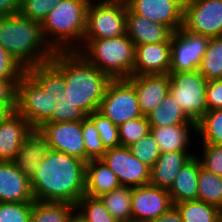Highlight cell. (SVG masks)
<instances>
[{
    "mask_svg": "<svg viewBox=\"0 0 222 222\" xmlns=\"http://www.w3.org/2000/svg\"><path fill=\"white\" fill-rule=\"evenodd\" d=\"M85 165L79 158L51 150L30 179L35 201L76 205L85 191Z\"/></svg>",
    "mask_w": 222,
    "mask_h": 222,
    "instance_id": "cell-1",
    "label": "cell"
},
{
    "mask_svg": "<svg viewBox=\"0 0 222 222\" xmlns=\"http://www.w3.org/2000/svg\"><path fill=\"white\" fill-rule=\"evenodd\" d=\"M50 62L64 75V96L87 116L99 109L109 82L112 80L78 51H57Z\"/></svg>",
    "mask_w": 222,
    "mask_h": 222,
    "instance_id": "cell-2",
    "label": "cell"
},
{
    "mask_svg": "<svg viewBox=\"0 0 222 222\" xmlns=\"http://www.w3.org/2000/svg\"><path fill=\"white\" fill-rule=\"evenodd\" d=\"M0 45L25 70L49 62L54 55L41 23L19 13L0 18Z\"/></svg>",
    "mask_w": 222,
    "mask_h": 222,
    "instance_id": "cell-3",
    "label": "cell"
},
{
    "mask_svg": "<svg viewBox=\"0 0 222 222\" xmlns=\"http://www.w3.org/2000/svg\"><path fill=\"white\" fill-rule=\"evenodd\" d=\"M91 0H62L41 23L45 41L54 51H78L86 30Z\"/></svg>",
    "mask_w": 222,
    "mask_h": 222,
    "instance_id": "cell-4",
    "label": "cell"
},
{
    "mask_svg": "<svg viewBox=\"0 0 222 222\" xmlns=\"http://www.w3.org/2000/svg\"><path fill=\"white\" fill-rule=\"evenodd\" d=\"M78 52L111 79H127L133 74L135 45L127 34L116 38L83 39Z\"/></svg>",
    "mask_w": 222,
    "mask_h": 222,
    "instance_id": "cell-5",
    "label": "cell"
},
{
    "mask_svg": "<svg viewBox=\"0 0 222 222\" xmlns=\"http://www.w3.org/2000/svg\"><path fill=\"white\" fill-rule=\"evenodd\" d=\"M125 0H91L84 39L116 38L126 34Z\"/></svg>",
    "mask_w": 222,
    "mask_h": 222,
    "instance_id": "cell-6",
    "label": "cell"
},
{
    "mask_svg": "<svg viewBox=\"0 0 222 222\" xmlns=\"http://www.w3.org/2000/svg\"><path fill=\"white\" fill-rule=\"evenodd\" d=\"M61 98L47 94L25 72L17 82L15 111L22 115L33 129H38L52 116L56 102Z\"/></svg>",
    "mask_w": 222,
    "mask_h": 222,
    "instance_id": "cell-7",
    "label": "cell"
},
{
    "mask_svg": "<svg viewBox=\"0 0 222 222\" xmlns=\"http://www.w3.org/2000/svg\"><path fill=\"white\" fill-rule=\"evenodd\" d=\"M169 93L195 123L207 112L208 80L197 70L169 73Z\"/></svg>",
    "mask_w": 222,
    "mask_h": 222,
    "instance_id": "cell-8",
    "label": "cell"
},
{
    "mask_svg": "<svg viewBox=\"0 0 222 222\" xmlns=\"http://www.w3.org/2000/svg\"><path fill=\"white\" fill-rule=\"evenodd\" d=\"M98 111L118 127L143 116L134 86L127 79L109 82Z\"/></svg>",
    "mask_w": 222,
    "mask_h": 222,
    "instance_id": "cell-9",
    "label": "cell"
},
{
    "mask_svg": "<svg viewBox=\"0 0 222 222\" xmlns=\"http://www.w3.org/2000/svg\"><path fill=\"white\" fill-rule=\"evenodd\" d=\"M209 41L210 37L192 33L183 26L172 32L169 73L197 71Z\"/></svg>",
    "mask_w": 222,
    "mask_h": 222,
    "instance_id": "cell-10",
    "label": "cell"
},
{
    "mask_svg": "<svg viewBox=\"0 0 222 222\" xmlns=\"http://www.w3.org/2000/svg\"><path fill=\"white\" fill-rule=\"evenodd\" d=\"M183 27L210 38L222 36V0H189L184 5Z\"/></svg>",
    "mask_w": 222,
    "mask_h": 222,
    "instance_id": "cell-11",
    "label": "cell"
},
{
    "mask_svg": "<svg viewBox=\"0 0 222 222\" xmlns=\"http://www.w3.org/2000/svg\"><path fill=\"white\" fill-rule=\"evenodd\" d=\"M100 159L116 174L121 186L138 187L150 183V168L134 157L128 147L107 149Z\"/></svg>",
    "mask_w": 222,
    "mask_h": 222,
    "instance_id": "cell-12",
    "label": "cell"
},
{
    "mask_svg": "<svg viewBox=\"0 0 222 222\" xmlns=\"http://www.w3.org/2000/svg\"><path fill=\"white\" fill-rule=\"evenodd\" d=\"M39 131L47 138L51 150L62 152L86 162L82 136L83 121L45 122Z\"/></svg>",
    "mask_w": 222,
    "mask_h": 222,
    "instance_id": "cell-13",
    "label": "cell"
},
{
    "mask_svg": "<svg viewBox=\"0 0 222 222\" xmlns=\"http://www.w3.org/2000/svg\"><path fill=\"white\" fill-rule=\"evenodd\" d=\"M172 206L169 191L152 184L132 187V222H149Z\"/></svg>",
    "mask_w": 222,
    "mask_h": 222,
    "instance_id": "cell-14",
    "label": "cell"
},
{
    "mask_svg": "<svg viewBox=\"0 0 222 222\" xmlns=\"http://www.w3.org/2000/svg\"><path fill=\"white\" fill-rule=\"evenodd\" d=\"M127 7L153 23L166 25L172 32L183 26L184 4L180 0H125Z\"/></svg>",
    "mask_w": 222,
    "mask_h": 222,
    "instance_id": "cell-15",
    "label": "cell"
},
{
    "mask_svg": "<svg viewBox=\"0 0 222 222\" xmlns=\"http://www.w3.org/2000/svg\"><path fill=\"white\" fill-rule=\"evenodd\" d=\"M170 60V38L166 42L137 45L132 76L169 74Z\"/></svg>",
    "mask_w": 222,
    "mask_h": 222,
    "instance_id": "cell-16",
    "label": "cell"
},
{
    "mask_svg": "<svg viewBox=\"0 0 222 222\" xmlns=\"http://www.w3.org/2000/svg\"><path fill=\"white\" fill-rule=\"evenodd\" d=\"M127 80L134 86L143 116H148L169 93V74L130 76Z\"/></svg>",
    "mask_w": 222,
    "mask_h": 222,
    "instance_id": "cell-17",
    "label": "cell"
},
{
    "mask_svg": "<svg viewBox=\"0 0 222 222\" xmlns=\"http://www.w3.org/2000/svg\"><path fill=\"white\" fill-rule=\"evenodd\" d=\"M31 180L14 161H0V202H34Z\"/></svg>",
    "mask_w": 222,
    "mask_h": 222,
    "instance_id": "cell-18",
    "label": "cell"
},
{
    "mask_svg": "<svg viewBox=\"0 0 222 222\" xmlns=\"http://www.w3.org/2000/svg\"><path fill=\"white\" fill-rule=\"evenodd\" d=\"M33 128L16 111L0 122V161H14L24 143V138Z\"/></svg>",
    "mask_w": 222,
    "mask_h": 222,
    "instance_id": "cell-19",
    "label": "cell"
},
{
    "mask_svg": "<svg viewBox=\"0 0 222 222\" xmlns=\"http://www.w3.org/2000/svg\"><path fill=\"white\" fill-rule=\"evenodd\" d=\"M150 132L154 136L161 153L196 151V147H194L197 139L196 125L150 127Z\"/></svg>",
    "mask_w": 222,
    "mask_h": 222,
    "instance_id": "cell-20",
    "label": "cell"
},
{
    "mask_svg": "<svg viewBox=\"0 0 222 222\" xmlns=\"http://www.w3.org/2000/svg\"><path fill=\"white\" fill-rule=\"evenodd\" d=\"M50 151L51 146L47 138L39 129H32L24 138V143L21 145L14 162L24 175L31 179L40 162Z\"/></svg>",
    "mask_w": 222,
    "mask_h": 222,
    "instance_id": "cell-21",
    "label": "cell"
},
{
    "mask_svg": "<svg viewBox=\"0 0 222 222\" xmlns=\"http://www.w3.org/2000/svg\"><path fill=\"white\" fill-rule=\"evenodd\" d=\"M126 34L137 46L166 42L172 31L166 25L153 23L148 18L135 14L127 7Z\"/></svg>",
    "mask_w": 222,
    "mask_h": 222,
    "instance_id": "cell-22",
    "label": "cell"
},
{
    "mask_svg": "<svg viewBox=\"0 0 222 222\" xmlns=\"http://www.w3.org/2000/svg\"><path fill=\"white\" fill-rule=\"evenodd\" d=\"M196 151H173L161 153L150 169V184L169 189L177 173Z\"/></svg>",
    "mask_w": 222,
    "mask_h": 222,
    "instance_id": "cell-23",
    "label": "cell"
},
{
    "mask_svg": "<svg viewBox=\"0 0 222 222\" xmlns=\"http://www.w3.org/2000/svg\"><path fill=\"white\" fill-rule=\"evenodd\" d=\"M201 162L194 155L180 169L173 184L168 189L173 205L186 201L198 200V177Z\"/></svg>",
    "mask_w": 222,
    "mask_h": 222,
    "instance_id": "cell-24",
    "label": "cell"
},
{
    "mask_svg": "<svg viewBox=\"0 0 222 222\" xmlns=\"http://www.w3.org/2000/svg\"><path fill=\"white\" fill-rule=\"evenodd\" d=\"M120 186L121 183L116 174L101 159H91L86 163L85 195L99 197Z\"/></svg>",
    "mask_w": 222,
    "mask_h": 222,
    "instance_id": "cell-25",
    "label": "cell"
},
{
    "mask_svg": "<svg viewBox=\"0 0 222 222\" xmlns=\"http://www.w3.org/2000/svg\"><path fill=\"white\" fill-rule=\"evenodd\" d=\"M150 127L173 125H196L168 93L157 107L147 116Z\"/></svg>",
    "mask_w": 222,
    "mask_h": 222,
    "instance_id": "cell-26",
    "label": "cell"
},
{
    "mask_svg": "<svg viewBox=\"0 0 222 222\" xmlns=\"http://www.w3.org/2000/svg\"><path fill=\"white\" fill-rule=\"evenodd\" d=\"M26 72L41 86V88L52 96H64V75L49 61L30 67Z\"/></svg>",
    "mask_w": 222,
    "mask_h": 222,
    "instance_id": "cell-27",
    "label": "cell"
},
{
    "mask_svg": "<svg viewBox=\"0 0 222 222\" xmlns=\"http://www.w3.org/2000/svg\"><path fill=\"white\" fill-rule=\"evenodd\" d=\"M108 212L119 222H132V187L120 186L98 197Z\"/></svg>",
    "mask_w": 222,
    "mask_h": 222,
    "instance_id": "cell-28",
    "label": "cell"
},
{
    "mask_svg": "<svg viewBox=\"0 0 222 222\" xmlns=\"http://www.w3.org/2000/svg\"><path fill=\"white\" fill-rule=\"evenodd\" d=\"M75 212L74 204L34 201L30 222H68Z\"/></svg>",
    "mask_w": 222,
    "mask_h": 222,
    "instance_id": "cell-29",
    "label": "cell"
},
{
    "mask_svg": "<svg viewBox=\"0 0 222 222\" xmlns=\"http://www.w3.org/2000/svg\"><path fill=\"white\" fill-rule=\"evenodd\" d=\"M196 138V144L222 146V109L209 110L196 122Z\"/></svg>",
    "mask_w": 222,
    "mask_h": 222,
    "instance_id": "cell-30",
    "label": "cell"
},
{
    "mask_svg": "<svg viewBox=\"0 0 222 222\" xmlns=\"http://www.w3.org/2000/svg\"><path fill=\"white\" fill-rule=\"evenodd\" d=\"M198 200L222 207V176L207 171L200 166L198 177Z\"/></svg>",
    "mask_w": 222,
    "mask_h": 222,
    "instance_id": "cell-31",
    "label": "cell"
},
{
    "mask_svg": "<svg viewBox=\"0 0 222 222\" xmlns=\"http://www.w3.org/2000/svg\"><path fill=\"white\" fill-rule=\"evenodd\" d=\"M198 71L207 79H222V36L212 37Z\"/></svg>",
    "mask_w": 222,
    "mask_h": 222,
    "instance_id": "cell-32",
    "label": "cell"
},
{
    "mask_svg": "<svg viewBox=\"0 0 222 222\" xmlns=\"http://www.w3.org/2000/svg\"><path fill=\"white\" fill-rule=\"evenodd\" d=\"M179 209L182 222H218L219 208L201 200L175 204Z\"/></svg>",
    "mask_w": 222,
    "mask_h": 222,
    "instance_id": "cell-33",
    "label": "cell"
},
{
    "mask_svg": "<svg viewBox=\"0 0 222 222\" xmlns=\"http://www.w3.org/2000/svg\"><path fill=\"white\" fill-rule=\"evenodd\" d=\"M76 213L86 222H119L98 197L83 195L76 204Z\"/></svg>",
    "mask_w": 222,
    "mask_h": 222,
    "instance_id": "cell-34",
    "label": "cell"
},
{
    "mask_svg": "<svg viewBox=\"0 0 222 222\" xmlns=\"http://www.w3.org/2000/svg\"><path fill=\"white\" fill-rule=\"evenodd\" d=\"M150 133L147 116L129 120L119 126L120 146L129 147Z\"/></svg>",
    "mask_w": 222,
    "mask_h": 222,
    "instance_id": "cell-35",
    "label": "cell"
},
{
    "mask_svg": "<svg viewBox=\"0 0 222 222\" xmlns=\"http://www.w3.org/2000/svg\"><path fill=\"white\" fill-rule=\"evenodd\" d=\"M99 131V135L106 149L120 146L119 127L113 124L98 110L87 116Z\"/></svg>",
    "mask_w": 222,
    "mask_h": 222,
    "instance_id": "cell-36",
    "label": "cell"
},
{
    "mask_svg": "<svg viewBox=\"0 0 222 222\" xmlns=\"http://www.w3.org/2000/svg\"><path fill=\"white\" fill-rule=\"evenodd\" d=\"M128 148L134 157L139 159L150 169L161 154L158 144L151 132Z\"/></svg>",
    "mask_w": 222,
    "mask_h": 222,
    "instance_id": "cell-37",
    "label": "cell"
},
{
    "mask_svg": "<svg viewBox=\"0 0 222 222\" xmlns=\"http://www.w3.org/2000/svg\"><path fill=\"white\" fill-rule=\"evenodd\" d=\"M82 136L86 149V163L91 159H100L107 149L101 141L99 131L88 117L83 120Z\"/></svg>",
    "mask_w": 222,
    "mask_h": 222,
    "instance_id": "cell-38",
    "label": "cell"
},
{
    "mask_svg": "<svg viewBox=\"0 0 222 222\" xmlns=\"http://www.w3.org/2000/svg\"><path fill=\"white\" fill-rule=\"evenodd\" d=\"M62 0H20L19 14L40 23Z\"/></svg>",
    "mask_w": 222,
    "mask_h": 222,
    "instance_id": "cell-39",
    "label": "cell"
},
{
    "mask_svg": "<svg viewBox=\"0 0 222 222\" xmlns=\"http://www.w3.org/2000/svg\"><path fill=\"white\" fill-rule=\"evenodd\" d=\"M197 147L195 155L199 158L201 166L209 172L222 176V146L198 144Z\"/></svg>",
    "mask_w": 222,
    "mask_h": 222,
    "instance_id": "cell-40",
    "label": "cell"
},
{
    "mask_svg": "<svg viewBox=\"0 0 222 222\" xmlns=\"http://www.w3.org/2000/svg\"><path fill=\"white\" fill-rule=\"evenodd\" d=\"M33 202H0V222H30Z\"/></svg>",
    "mask_w": 222,
    "mask_h": 222,
    "instance_id": "cell-41",
    "label": "cell"
},
{
    "mask_svg": "<svg viewBox=\"0 0 222 222\" xmlns=\"http://www.w3.org/2000/svg\"><path fill=\"white\" fill-rule=\"evenodd\" d=\"M52 116L46 122H78L83 121L87 115L71 101L56 102Z\"/></svg>",
    "mask_w": 222,
    "mask_h": 222,
    "instance_id": "cell-42",
    "label": "cell"
},
{
    "mask_svg": "<svg viewBox=\"0 0 222 222\" xmlns=\"http://www.w3.org/2000/svg\"><path fill=\"white\" fill-rule=\"evenodd\" d=\"M25 72L0 45V80H19Z\"/></svg>",
    "mask_w": 222,
    "mask_h": 222,
    "instance_id": "cell-43",
    "label": "cell"
},
{
    "mask_svg": "<svg viewBox=\"0 0 222 222\" xmlns=\"http://www.w3.org/2000/svg\"><path fill=\"white\" fill-rule=\"evenodd\" d=\"M206 96L207 111L222 109V79L208 80Z\"/></svg>",
    "mask_w": 222,
    "mask_h": 222,
    "instance_id": "cell-44",
    "label": "cell"
},
{
    "mask_svg": "<svg viewBox=\"0 0 222 222\" xmlns=\"http://www.w3.org/2000/svg\"><path fill=\"white\" fill-rule=\"evenodd\" d=\"M19 80H0V102L16 103V86Z\"/></svg>",
    "mask_w": 222,
    "mask_h": 222,
    "instance_id": "cell-45",
    "label": "cell"
},
{
    "mask_svg": "<svg viewBox=\"0 0 222 222\" xmlns=\"http://www.w3.org/2000/svg\"><path fill=\"white\" fill-rule=\"evenodd\" d=\"M149 222H182V217L176 205H173L159 217Z\"/></svg>",
    "mask_w": 222,
    "mask_h": 222,
    "instance_id": "cell-46",
    "label": "cell"
},
{
    "mask_svg": "<svg viewBox=\"0 0 222 222\" xmlns=\"http://www.w3.org/2000/svg\"><path fill=\"white\" fill-rule=\"evenodd\" d=\"M20 0H0V18L16 15L19 12Z\"/></svg>",
    "mask_w": 222,
    "mask_h": 222,
    "instance_id": "cell-47",
    "label": "cell"
},
{
    "mask_svg": "<svg viewBox=\"0 0 222 222\" xmlns=\"http://www.w3.org/2000/svg\"><path fill=\"white\" fill-rule=\"evenodd\" d=\"M16 103L0 102V122L4 121L9 115L15 111Z\"/></svg>",
    "mask_w": 222,
    "mask_h": 222,
    "instance_id": "cell-48",
    "label": "cell"
},
{
    "mask_svg": "<svg viewBox=\"0 0 222 222\" xmlns=\"http://www.w3.org/2000/svg\"><path fill=\"white\" fill-rule=\"evenodd\" d=\"M68 222H86V221L79 214L75 212Z\"/></svg>",
    "mask_w": 222,
    "mask_h": 222,
    "instance_id": "cell-49",
    "label": "cell"
},
{
    "mask_svg": "<svg viewBox=\"0 0 222 222\" xmlns=\"http://www.w3.org/2000/svg\"><path fill=\"white\" fill-rule=\"evenodd\" d=\"M218 222H222V207L218 211Z\"/></svg>",
    "mask_w": 222,
    "mask_h": 222,
    "instance_id": "cell-50",
    "label": "cell"
},
{
    "mask_svg": "<svg viewBox=\"0 0 222 222\" xmlns=\"http://www.w3.org/2000/svg\"><path fill=\"white\" fill-rule=\"evenodd\" d=\"M184 5L189 1V0H180Z\"/></svg>",
    "mask_w": 222,
    "mask_h": 222,
    "instance_id": "cell-51",
    "label": "cell"
}]
</instances>
